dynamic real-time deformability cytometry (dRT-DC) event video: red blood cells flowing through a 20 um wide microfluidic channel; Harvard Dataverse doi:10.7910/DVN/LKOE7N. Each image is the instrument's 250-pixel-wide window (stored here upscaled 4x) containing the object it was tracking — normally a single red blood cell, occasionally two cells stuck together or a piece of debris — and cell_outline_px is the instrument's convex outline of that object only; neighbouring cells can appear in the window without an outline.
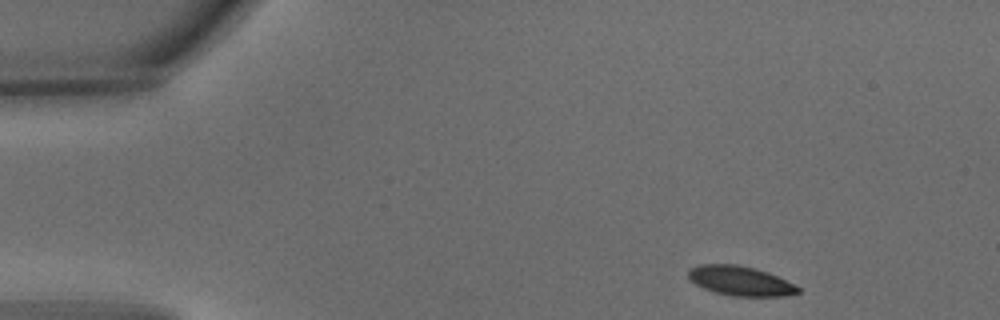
{"species": "common noctule bat (a hibernating species)", "species_latin": "Nyctalus noctula", "temperature_condition": "warm", "stored_images_in_passage": 5, "segment_of_instrument_passage": [2, 2], "camera_frame_rate_fps": 3000, "um_per_image_px": 0.085, "animal": {"sex": "male", "body_mass_g": 15.6}, "frame": {"image": 1, "passage_image": 5, "time_ms": 1.333, "image_size_px": [1000, 320], "cell_outline_px": [[800, 292], [784, 296], [732, 296], [716, 292], [704, 288], [696, 284], [688, 276], [688, 272], [692, 268], [700, 264], [736, 264], [756, 268], [768, 272], [796, 284], [800, 288]], "centroid_in_image_um": [62.98, 23.87], "position_along_channel_um": 22.0, "area_um2": 18.84}}